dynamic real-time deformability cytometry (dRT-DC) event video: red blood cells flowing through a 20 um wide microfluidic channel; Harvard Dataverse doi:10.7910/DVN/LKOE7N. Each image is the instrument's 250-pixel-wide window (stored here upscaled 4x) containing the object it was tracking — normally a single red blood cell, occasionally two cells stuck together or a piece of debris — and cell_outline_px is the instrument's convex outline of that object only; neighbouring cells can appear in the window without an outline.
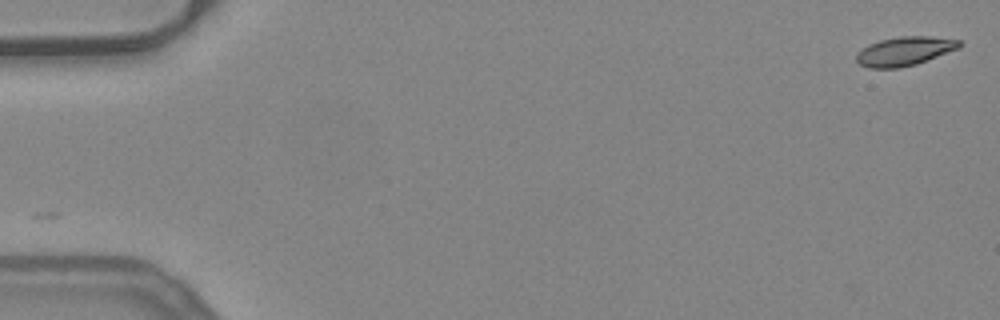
{"species": "common noctule bat (a hibernating species)", "species_latin": "Nyctalus noctula", "temperature_condition": "warm", "stored_images_in_passage": 53, "camera_frame_rate_fps": 3000, "um_per_image_px": 0.085, "animal": {"sex": "female", "body_mass_g": 24.6, "forearm_length_mm": 56.2}, "frame": {"image": 1, "passage_image": 1, "time_ms": 0.0, "image_size_px": [1000, 320], "cell_outline_px": [[964, 44], [960, 48], [916, 64], [896, 68], [868, 68], [860, 64], [856, 60], [856, 52], [868, 44], [880, 40], [900, 36], [928, 36], [960, 40]], "centroid_in_image_um": [76.89, 4.34], "position_along_channel_um": 8.1, "area_um2": 17.46}}
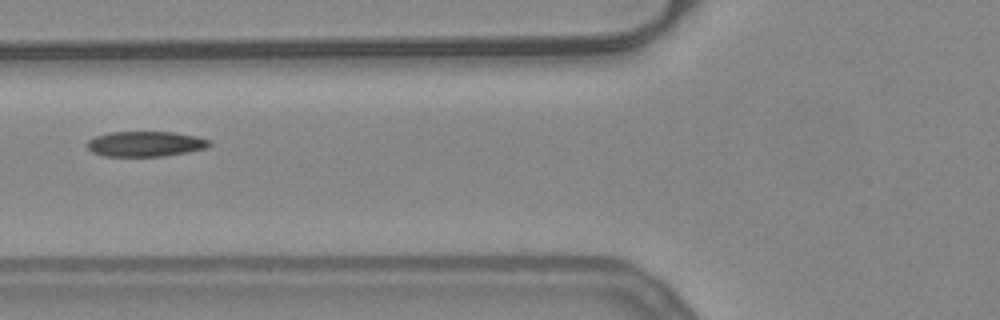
{"frame": {"image": 2, "passage_image": 21, "time_ms": 6.667, "image_size_px": [1000, 320], "cell_outline_px": [[212, 144], [204, 148], [188, 152], [164, 156], [104, 156], [92, 152], [88, 148], [88, 140], [96, 136], [108, 132], [172, 132], [196, 136], [212, 140]], "centroid_in_image_um": [12.38, 12.23], "position_along_channel_um": 113.4, "area_um2": 17.98}}
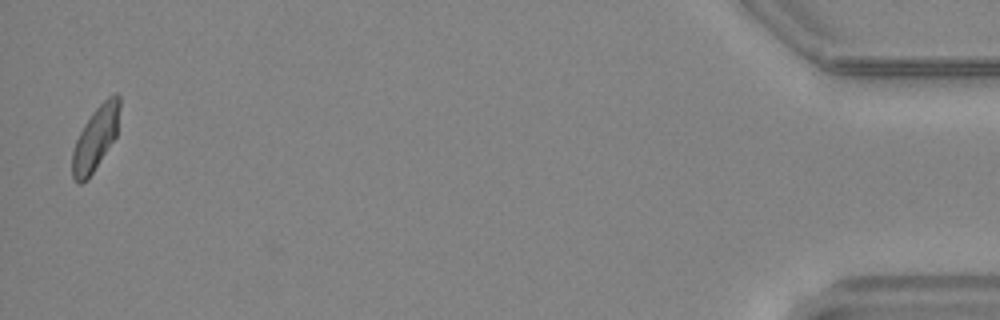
{"frame": {"image": 3, "passage_image": 52, "time_ms": 17.0, "image_size_px": [1000, 320], "cell_outline_px": [[120, 104], [116, 136], [92, 172], [80, 184], [72, 176], [72, 152], [76, 140], [84, 124], [92, 112], [108, 96], [116, 92], [120, 96]], "centroid_in_image_um": [8.12, 11.69], "position_along_channel_um": 427.1, "area_um2": 17.17}, "authors_computed_cell_mechanics": {"area_um2": 17.918, "velocity_mm_per_s": 3.9222, "shape_relaxation_time_tau1_ms": 9.8096, "shape_relaxation_time_tau2_ms": 5.0424, "deformation_change_tau1": 0.2106, "deformation_change_tau2": 0.1179}}